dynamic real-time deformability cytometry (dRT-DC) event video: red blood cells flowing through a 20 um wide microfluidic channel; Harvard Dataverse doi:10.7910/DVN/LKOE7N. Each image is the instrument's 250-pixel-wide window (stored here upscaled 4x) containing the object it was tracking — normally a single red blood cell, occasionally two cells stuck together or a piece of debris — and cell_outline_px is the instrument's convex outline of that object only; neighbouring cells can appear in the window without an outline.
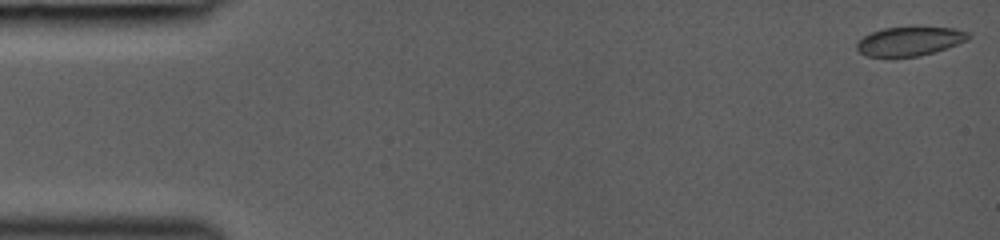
{"species": "common noctule bat (a hibernating species)", "species_latin": "Nyctalus noctula", "temperature_condition": "room temperature", "stored_images_in_passage": 44, "camera_frame_rate_fps": 3000, "um_per_image_px": 0.085, "animal": {"sex": "female", "body_mass_g": 19.0, "forearm_length_mm": 53.3}, "frame": {"image": 1, "passage_image": 1, "time_ms": 0.0, "image_size_px": [1000, 240], "cell_outline_px": [[972, 36], [968, 40], [936, 52], [920, 56], [868, 56], [860, 52], [856, 48], [856, 40], [872, 32], [884, 28], [912, 24], [920, 24], [956, 28], [968, 32]], "centroid_in_image_um": [77.38, 3.44], "position_along_channel_um": 7.6, "area_um2": 19.83}}
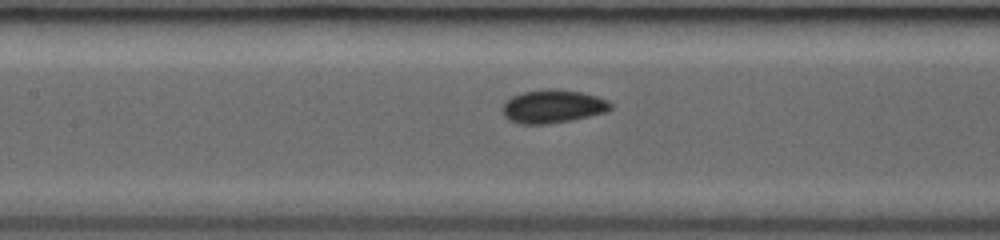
{"frame": {"image": 2, "passage_image": 21, "time_ms": 6.667, "image_size_px": [1000, 240], "cell_outline_px": [[612, 108], [608, 112], [572, 120], [548, 124], [520, 124], [508, 120], [504, 116], [500, 108], [504, 100], [512, 96], [524, 92], [552, 88], [580, 92], [596, 96], [608, 100], [612, 104]], "centroid_in_image_um": [46.96, 9.05], "position_along_channel_um": 160.4, "area_um2": 21.27}}
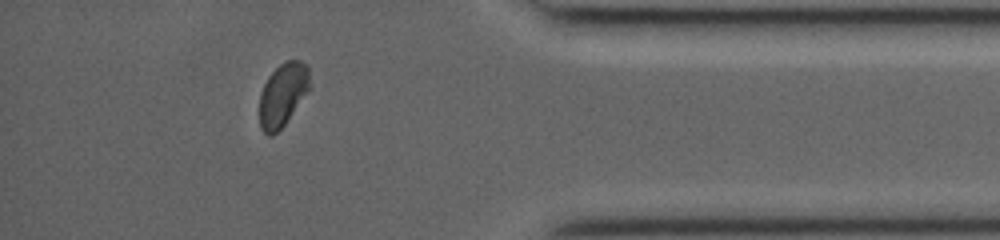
{"frame": {"image": 3, "passage_image": 39, "time_ms": 12.667, "image_size_px": [1000, 240], "cell_outline_px": [[312, 88], [284, 124], [272, 136], [268, 136], [260, 128], [260, 92], [268, 76], [280, 64], [288, 60], [300, 60], [308, 64]], "centroid_in_image_um": [24.08, 8.02], "position_along_channel_um": 411.1, "area_um2": 18.79}}